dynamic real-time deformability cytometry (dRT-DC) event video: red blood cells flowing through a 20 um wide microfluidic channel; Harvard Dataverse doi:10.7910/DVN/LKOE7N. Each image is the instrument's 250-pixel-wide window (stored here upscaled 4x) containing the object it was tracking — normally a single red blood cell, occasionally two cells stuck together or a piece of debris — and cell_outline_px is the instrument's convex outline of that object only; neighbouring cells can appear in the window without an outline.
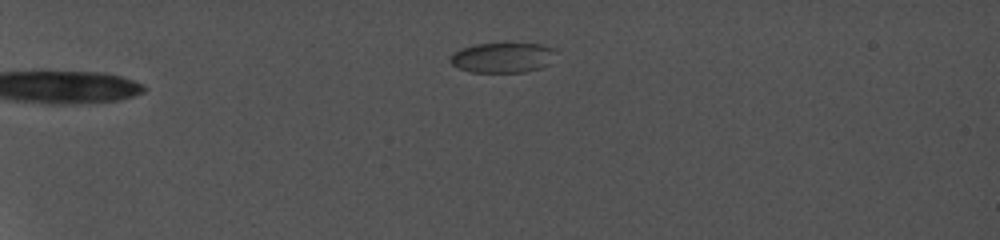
{"species": "common noctule bat (a hibernating species)", "species_latin": "Nyctalus noctula", "temperature_condition": "cold", "stored_images_in_passage": 88, "camera_frame_rate_fps": 5000, "um_per_image_px": 0.085, "animal": {"sex": "female", "body_mass_g": 19.0, "forearm_length_mm": 56.7}, "frame": {"image": 1, "passage_image": 1, "time_ms": 0.0, "image_size_px": [1000, 240], "cell_outline_px": [[556, 52], [548, 64], [540, 68], [524, 72], [472, 72], [456, 68], [448, 60], [452, 52], [460, 48], [476, 44], [540, 44], [552, 48]], "centroid_in_image_um": [42.65, 4.9], "position_along_channel_um": 42.4, "area_um2": 18.5}}
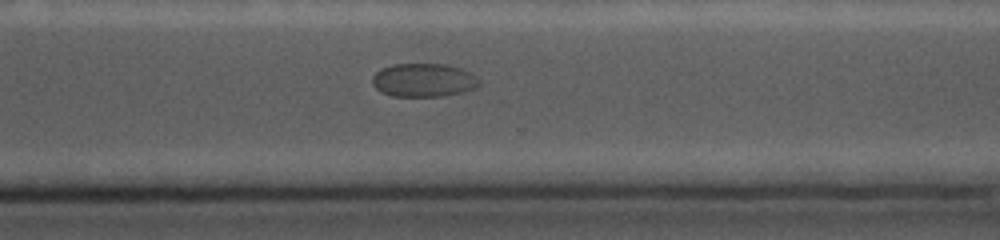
{"frame": {"image": 2, "passage_image": 68, "time_ms": 10.8, "image_size_px": [1000, 240], "cell_outline_px": [[480, 84], [476, 88], [464, 92], [444, 96], [392, 96], [380, 92], [372, 84], [372, 76], [380, 68], [392, 64], [444, 64], [464, 68], [472, 72], [480, 80]], "centroid_in_image_um": [36.03, 6.81], "position_along_channel_um": 334.6, "area_um2": 21.27}}
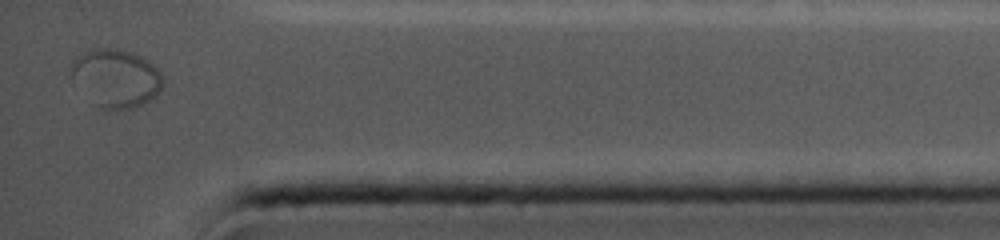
{"frame": {"image": 3, "passage_image": 86, "time_ms": 13.4, "image_size_px": [1000, 240], "cell_outline_px": [[164, 84], [160, 92], [156, 96], [144, 104], [136, 108], [104, 108], [92, 104], [72, 76], [72, 60], [76, 56], [84, 52], [96, 48], [116, 48], [132, 52], [148, 60], [160, 72], [164, 80]], "centroid_in_image_um": [9.9, 6.63], "position_along_channel_um": 425.3, "area_um2": 30.98}}